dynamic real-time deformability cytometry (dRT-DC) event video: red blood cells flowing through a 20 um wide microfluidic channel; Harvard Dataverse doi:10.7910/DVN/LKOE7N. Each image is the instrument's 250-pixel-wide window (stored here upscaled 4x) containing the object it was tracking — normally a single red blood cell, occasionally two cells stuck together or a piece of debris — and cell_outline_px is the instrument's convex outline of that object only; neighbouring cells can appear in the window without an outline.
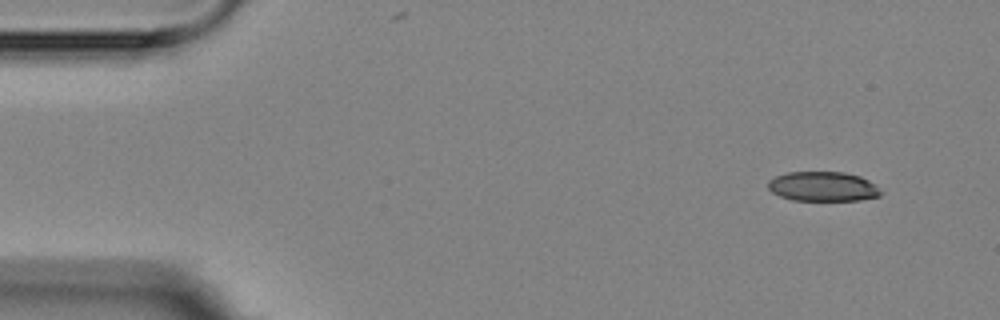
{"species": "Egyptian fruit bat (a non-hibernating species)", "species_latin": "Rousettus aegyptiacus", "temperature_condition": "room temperature", "stored_images_in_passage": 4, "camera_frame_rate_fps": 3000, "um_per_image_px": 0.085, "animal": {"sex": "female"}, "frame": {"image": 1, "passage_image": 1, "time_ms": 0.0, "image_size_px": [1000, 320], "cell_outline_px": [[884, 192], [880, 196], [860, 200], [792, 200], [780, 196], [772, 192], [768, 188], [768, 180], [776, 176], [788, 172], [844, 172], [860, 176], [876, 184]], "centroid_in_image_um": [69.98, 15.85], "position_along_channel_um": 15.0, "area_um2": 19.59}}
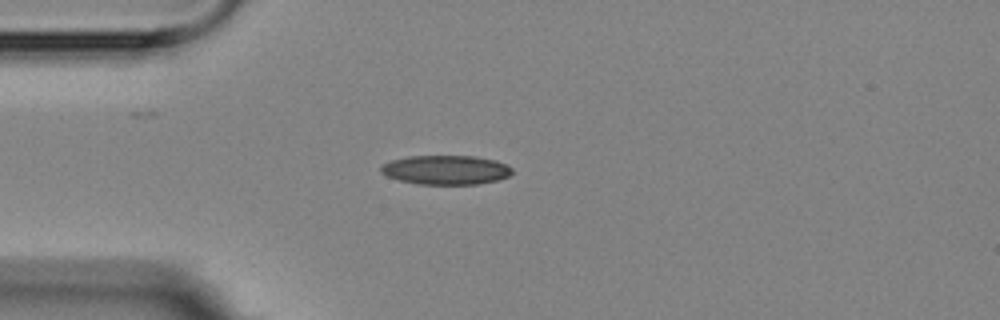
{"frame": {"image": 2, "passage_image": 4, "time_ms": 3.333, "image_size_px": [1000, 320], "cell_outline_px": [[512, 172], [508, 176], [496, 180], [476, 184], [416, 184], [400, 180], [388, 176], [380, 172], [380, 164], [392, 160], [408, 156], [476, 156], [496, 160], [512, 168]], "centroid_in_image_um": [37.86, 14.43], "position_along_channel_um": 47.1, "area_um2": 22.31}}